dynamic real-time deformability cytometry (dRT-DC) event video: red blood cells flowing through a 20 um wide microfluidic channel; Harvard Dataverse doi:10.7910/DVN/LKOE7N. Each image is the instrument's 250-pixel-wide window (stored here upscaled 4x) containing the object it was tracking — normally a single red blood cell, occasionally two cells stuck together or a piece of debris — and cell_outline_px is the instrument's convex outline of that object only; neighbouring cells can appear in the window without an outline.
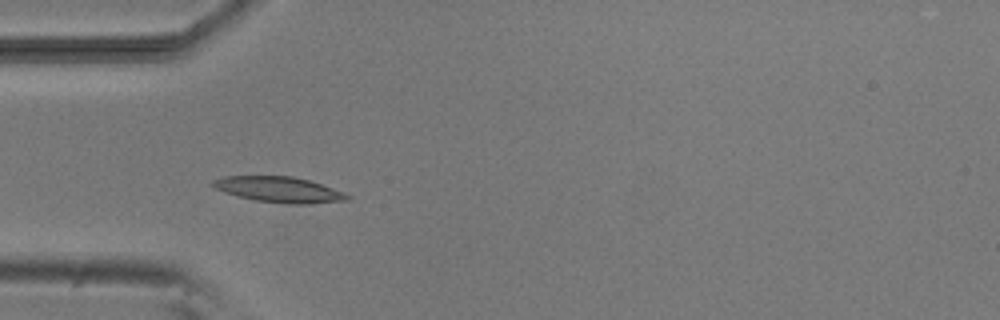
{"species": "common noctule bat (a hibernating species)", "species_latin": "Nyctalus noctula", "temperature_condition": "room temperature", "stored_images_in_passage": 4, "camera_frame_rate_fps": 3000, "um_per_image_px": 0.085, "animal": {"sex": "male", "body_mass_g": 20.5, "forearm_length_mm": 52.5}, "frame": {"image": 1, "passage_image": 3, "time_ms": 2.333, "image_size_px": [1000, 320], "cell_outline_px": [[352, 200], [312, 204], [288, 204], [256, 200], [224, 192], [208, 184], [212, 180], [224, 176], [292, 176], [308, 180], [344, 192], [352, 196]], "centroid_in_image_um": [23.75, 16.12], "position_along_channel_um": 61.2, "area_um2": 20.17}}
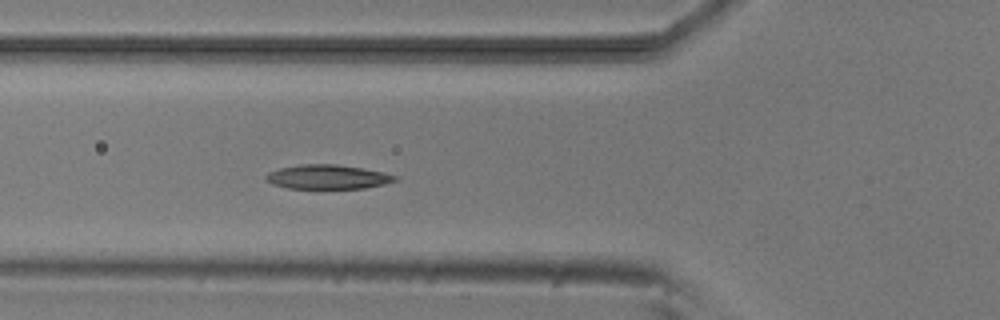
{"frame": {"image": 2, "passage_image": 4, "time_ms": 3.333, "image_size_px": [1000, 320], "cell_outline_px": [[396, 180], [384, 184], [364, 188], [288, 188], [272, 184], [264, 180], [264, 176], [268, 172], [280, 168], [304, 164], [336, 164], [364, 168], [384, 172], [396, 176]], "centroid_in_image_um": [27.82, 15.03], "position_along_channel_um": 98.0, "area_um2": 18.21}}